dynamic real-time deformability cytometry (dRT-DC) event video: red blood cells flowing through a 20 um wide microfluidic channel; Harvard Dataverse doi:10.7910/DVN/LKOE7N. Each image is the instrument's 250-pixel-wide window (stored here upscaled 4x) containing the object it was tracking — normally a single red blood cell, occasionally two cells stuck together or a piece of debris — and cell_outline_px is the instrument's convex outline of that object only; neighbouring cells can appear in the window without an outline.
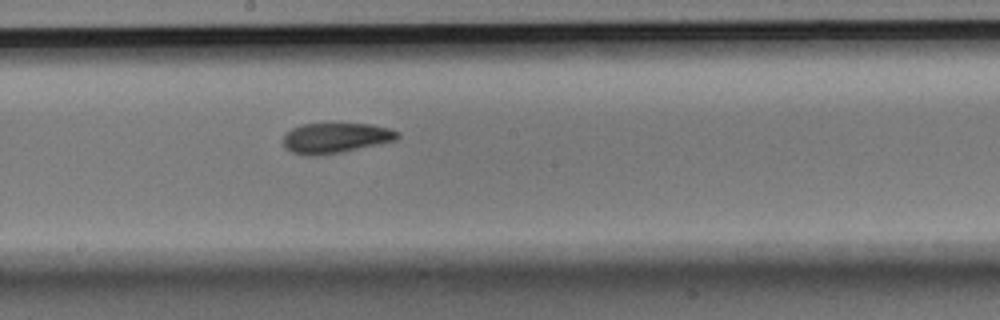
{"species": "Egyptian fruit bat (a non-hibernating species)", "species_latin": "Rousettus aegyptiacus", "temperature_condition": "room temperature", "stored_images_in_passage": 5, "camera_frame_rate_fps": 3000, "um_per_image_px": 0.085, "animal": {"sex": "male"}, "frame": {"image": 1, "passage_image": 5, "time_ms": 1.333, "image_size_px": [1000, 320], "cell_outline_px": [[400, 136], [396, 140], [380, 144], [340, 152], [316, 156], [304, 156], [292, 152], [284, 144], [284, 136], [292, 128], [300, 124], [372, 124], [388, 128], [400, 132]], "centroid_in_image_um": [28.55, 11.73], "position_along_channel_um": 219.7, "area_um2": 20.06}}